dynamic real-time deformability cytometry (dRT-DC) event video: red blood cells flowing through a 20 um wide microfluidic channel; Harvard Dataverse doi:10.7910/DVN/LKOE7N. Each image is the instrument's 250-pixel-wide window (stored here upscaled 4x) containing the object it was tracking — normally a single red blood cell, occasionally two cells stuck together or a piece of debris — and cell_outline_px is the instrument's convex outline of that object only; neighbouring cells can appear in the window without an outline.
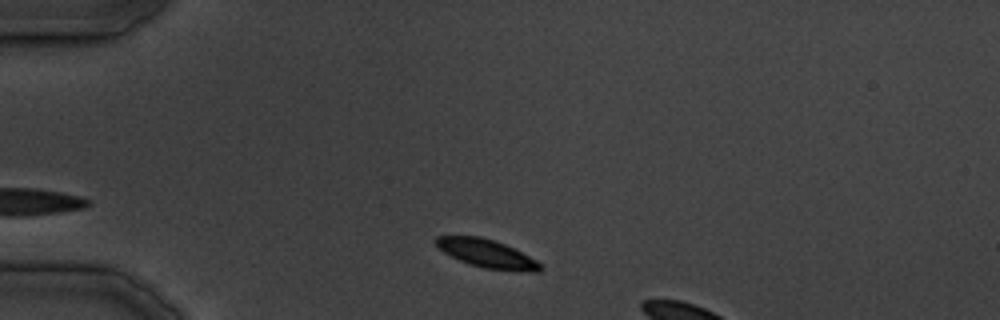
{"species": "common noctule bat (a hibernating species)", "species_latin": "Nyctalus noctula", "temperature_condition": "cold", "stored_images_in_passage": 6, "camera_frame_rate_fps": 3000, "um_per_image_px": 0.085, "animal": {"sex": "male", "body_mass_g": 19.5, "forearm_length_mm": 54.6}, "frame": {"image": 1, "passage_image": 3, "time_ms": 2.333, "image_size_px": [1000, 320], "cell_outline_px": [[544, 268], [540, 272], [516, 272], [484, 268], [460, 260], [436, 248], [432, 240], [436, 236], [480, 236], [504, 244], [536, 260]], "centroid_in_image_um": [41.36, 21.56], "position_along_channel_um": 43.6, "area_um2": 17.22}}